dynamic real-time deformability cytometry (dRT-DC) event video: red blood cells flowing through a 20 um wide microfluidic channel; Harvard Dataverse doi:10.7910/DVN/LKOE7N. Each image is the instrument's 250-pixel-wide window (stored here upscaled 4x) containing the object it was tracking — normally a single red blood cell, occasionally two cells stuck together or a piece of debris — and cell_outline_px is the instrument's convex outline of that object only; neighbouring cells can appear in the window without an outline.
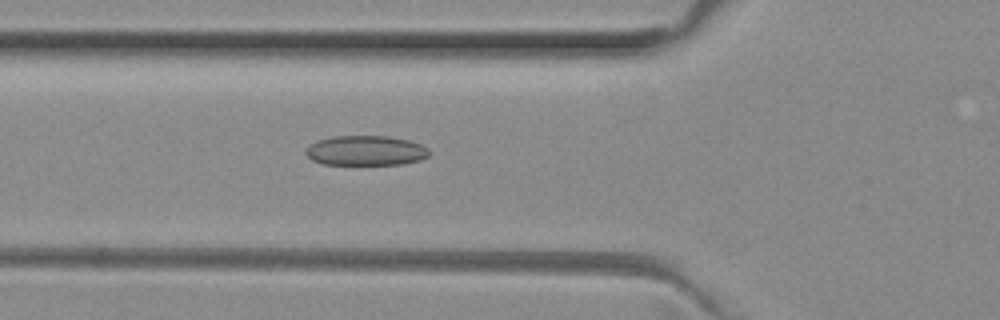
{"species": "common noctule bat (a hibernating species)", "species_latin": "Nyctalus noctula", "temperature_condition": "room temperature", "stored_images_in_passage": 37, "camera_frame_rate_fps": 3000, "um_per_image_px": 0.085, "animal": {"sex": "female", "body_mass_g": 29.2, "forearm_length_mm": 56.3}, "frame": {"image": 1, "passage_image": 3, "time_ms": 0.667, "image_size_px": [1000, 320], "cell_outline_px": [[428, 156], [420, 160], [400, 164], [324, 164], [312, 160], [304, 152], [308, 144], [316, 140], [332, 136], [388, 136], [408, 140], [420, 144], [428, 148]], "centroid_in_image_um": [31.04, 12.79], "position_along_channel_um": 94.8, "area_um2": 21.5}}
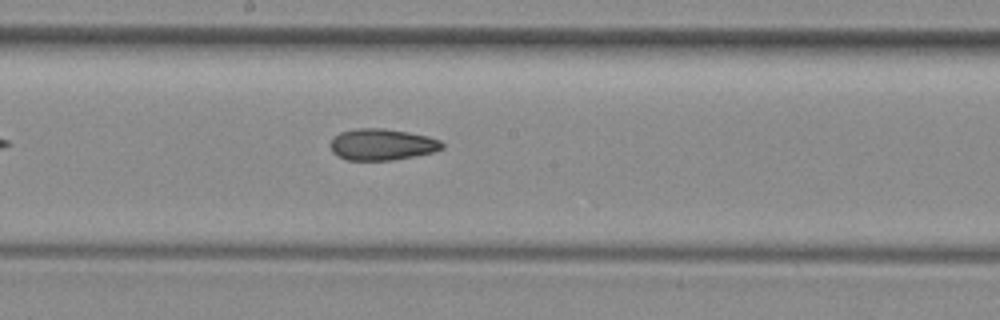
{"frame": {"image": 2, "passage_image": 12, "time_ms": 3.667, "image_size_px": [1000, 320], "cell_outline_px": [[444, 148], [432, 152], [416, 156], [392, 160], [348, 160], [336, 156], [332, 152], [332, 140], [340, 132], [356, 128], [384, 128], [408, 132], [428, 136], [440, 140], [444, 144]], "centroid_in_image_um": [32.49, 12.28], "position_along_channel_um": 215.7, "area_um2": 20.46}}
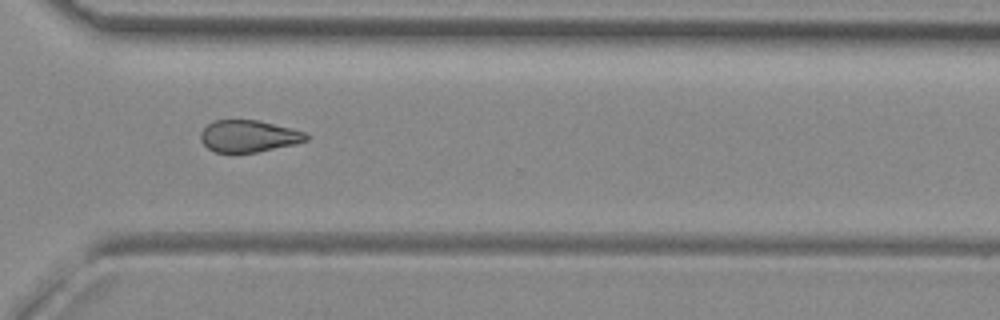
{"frame": {"image": 3, "passage_image": 22, "time_ms": 7.0, "image_size_px": [1000, 320], "cell_outline_px": [[308, 140], [296, 144], [256, 152], [216, 152], [208, 148], [200, 140], [200, 132], [208, 124], [216, 120], [256, 120], [304, 132], [308, 136]], "centroid_in_image_um": [21.11, 11.58], "position_along_channel_um": 349.5, "area_um2": 19.31}, "authors_computed_cell_mechanics": {"area_um2": 20.4612, "velocity_mm_per_s": 4.0154, "shape_relaxation_time_tau1_ms": null, "shape_relaxation_time_tau2_ms": 3.6055, "deformation_change_tau1": null, "deformation_change_tau2": 0.1045}}